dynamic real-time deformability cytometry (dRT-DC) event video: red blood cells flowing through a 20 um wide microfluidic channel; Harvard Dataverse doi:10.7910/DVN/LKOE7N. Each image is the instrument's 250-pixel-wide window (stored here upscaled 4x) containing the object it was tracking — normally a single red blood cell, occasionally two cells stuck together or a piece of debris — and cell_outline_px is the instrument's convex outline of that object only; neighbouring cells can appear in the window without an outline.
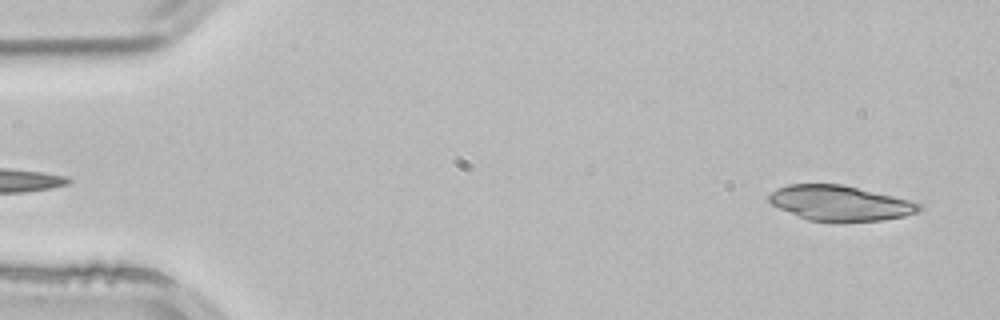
{"species": "common noctule bat (a hibernating species)", "species_latin": "Nyctalus noctula", "temperature_condition": "room temperature", "stored_images_in_passage": 3, "camera_frame_rate_fps": 3000, "um_per_image_px": 0.085, "animal": {"sex": "male", "body_mass_g": 21.5, "forearm_length_mm": 52.0}, "frame": {"image": 1, "passage_image": 3, "time_ms": 0.667, "image_size_px": [1000, 320], "cell_outline_px": [[924, 208], [920, 212], [904, 216], [880, 220], [808, 220], [780, 208], [772, 204], [768, 200], [768, 196], [776, 188], [788, 184], [844, 184], [908, 200], [920, 204]], "centroid_in_image_um": [71.4, 17.24], "position_along_channel_um": 13.6, "area_um2": 30.17}}